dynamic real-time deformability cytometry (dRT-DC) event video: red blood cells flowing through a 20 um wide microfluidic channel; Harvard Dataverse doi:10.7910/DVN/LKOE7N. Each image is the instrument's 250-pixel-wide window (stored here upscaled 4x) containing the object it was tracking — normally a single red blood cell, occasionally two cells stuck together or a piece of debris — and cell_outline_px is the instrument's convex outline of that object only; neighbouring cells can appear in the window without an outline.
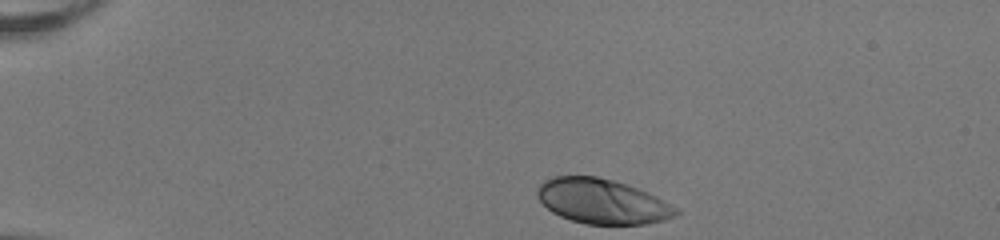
{"species": "human", "species_latin": "Homo sapiens", "temperature_condition": "room temperature", "stored_images_in_passage": 35, "camera_frame_rate_fps": 3000, "um_per_image_px": 0.085, "donor": {"sex": "female"}, "frame": {"image": 1, "passage_image": 1, "time_ms": 0.0, "image_size_px": [1000, 240], "cell_outline_px": [[680, 212], [676, 216], [664, 220], [644, 224], [584, 224], [560, 216], [552, 212], [536, 196], [536, 188], [544, 180], [552, 176], [596, 176], [612, 180], [648, 192], [656, 196], [676, 208]], "centroid_in_image_um": [51.16, 17.11], "position_along_channel_um": 33.8, "area_um2": 36.07}}
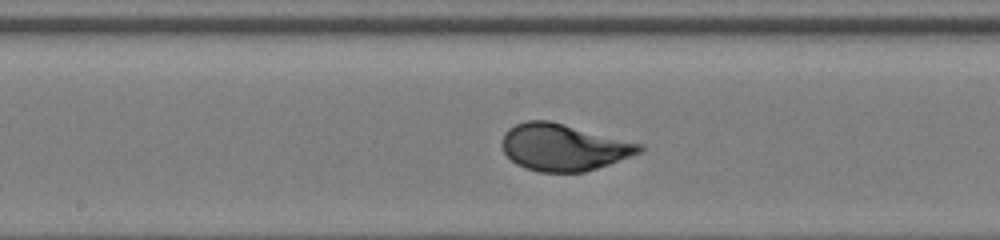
{"frame": {"image": 2, "passage_image": 19, "time_ms": 6.0, "image_size_px": [1000, 240], "cell_outline_px": [[644, 148], [640, 152], [608, 164], [584, 172], [540, 172], [524, 168], [516, 164], [504, 152], [500, 144], [504, 132], [508, 128], [516, 124], [528, 120], [548, 120], [644, 144]], "centroid_in_image_um": [47.86, 12.51], "position_along_channel_um": 200.3, "area_um2": 37.4}}
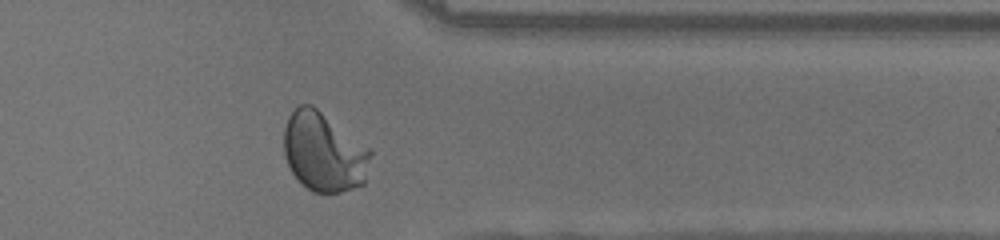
{"frame": {"image": 3, "passage_image": 33, "time_ms": 10.667, "image_size_px": [1000, 240], "cell_outline_px": [[372, 152], [364, 184], [340, 192], [312, 192], [292, 172], [284, 156], [284, 128], [288, 116], [300, 104], [312, 104], [372, 148]], "centroid_in_image_um": [27.55, 12.89], "position_along_channel_um": 383.9, "area_um2": 40.23}, "authors_computed_cell_mechanics": {"area_um2": 36.992, "velocity_mm_per_s": 4.0114, "shape_relaxation_time_tau1_ms": 2.6468, "shape_relaxation_time_tau2_ms": null, "deformation_change_tau1": 0.1641, "deformation_change_tau2": null}}